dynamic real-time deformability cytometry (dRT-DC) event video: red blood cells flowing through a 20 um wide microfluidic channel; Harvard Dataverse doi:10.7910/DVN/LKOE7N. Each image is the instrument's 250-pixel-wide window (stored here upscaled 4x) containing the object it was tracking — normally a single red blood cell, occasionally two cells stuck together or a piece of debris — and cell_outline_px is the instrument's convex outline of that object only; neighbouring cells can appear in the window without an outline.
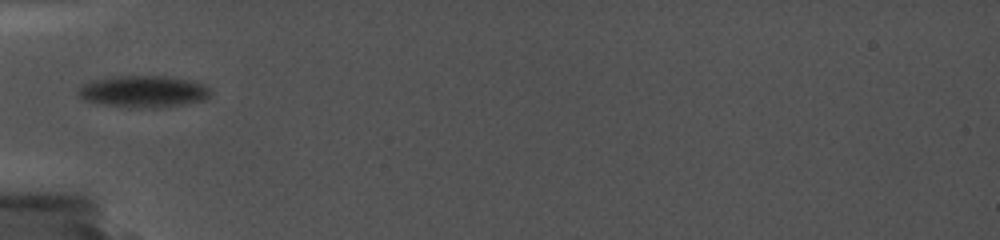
{"species": "common noctule bat (a hibernating species)", "species_latin": "Nyctalus noctula", "temperature_condition": "cold", "stored_images_in_passage": 22, "camera_frame_rate_fps": 5000, "um_per_image_px": 0.085, "animal": {"sex": "female", "body_mass_g": 19.0, "forearm_length_mm": 56.7}, "frame": {"image": 1, "passage_image": 1, "time_ms": 0.0, "image_size_px": [1000, 240], "cell_outline_px": [[212, 92], [204, 100], [184, 104], [160, 108], [152, 108], [104, 104], [84, 100], [76, 96], [80, 88], [84, 84], [92, 80], [116, 76], [168, 76], [188, 80], [204, 84]], "centroid_in_image_um": [12.2, 7.77], "position_along_channel_um": 72.8, "area_um2": 24.28}}
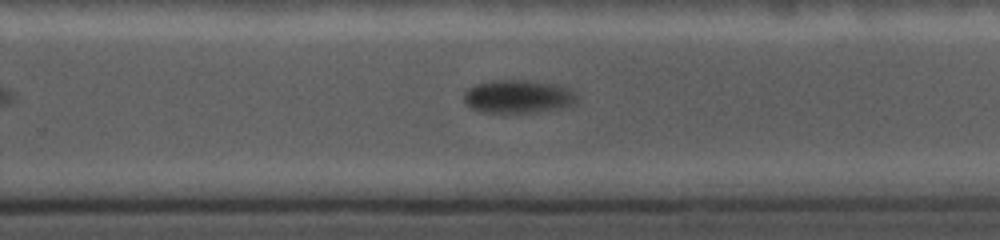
{"frame": {"image": 2, "passage_image": 13, "time_ms": 6.0, "image_size_px": [1000, 240], "cell_outline_px": [[576, 104], [556, 108], [532, 112], [484, 112], [472, 108], [464, 100], [464, 92], [472, 84], [496, 80], [528, 80], [552, 84], [568, 88], [576, 92]], "centroid_in_image_um": [44.01, 8.19], "position_along_channel_um": 285.8, "area_um2": 21.62}}
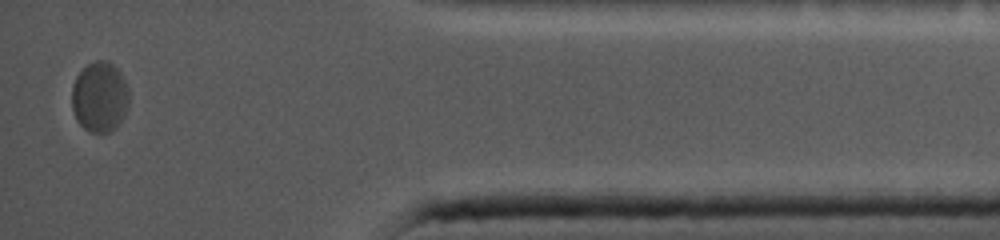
{"frame": {"image": 3, "passage_image": 22, "time_ms": 10.6, "image_size_px": [1000, 240], "cell_outline_px": [[128, 104], [124, 116], [116, 128], [108, 132], [88, 132], [76, 120], [72, 108], [72, 84], [76, 76], [88, 64], [96, 60], [104, 60], [112, 64], [124, 76], [128, 88]], "centroid_in_image_um": [8.47, 8.24], "position_along_channel_um": 426.7, "area_um2": 23.58}}